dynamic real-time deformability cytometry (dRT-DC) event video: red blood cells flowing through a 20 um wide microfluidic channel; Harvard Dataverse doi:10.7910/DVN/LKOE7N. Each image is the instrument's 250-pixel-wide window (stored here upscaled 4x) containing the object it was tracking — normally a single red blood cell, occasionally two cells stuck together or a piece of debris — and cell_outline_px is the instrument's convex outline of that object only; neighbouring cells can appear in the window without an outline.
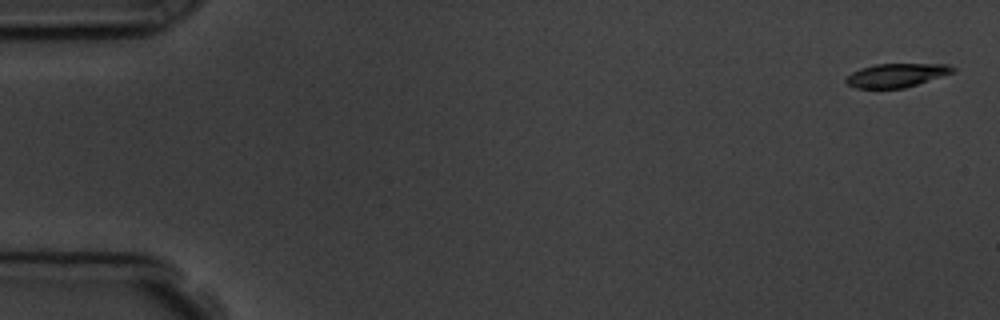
{"species": "common noctule bat (a hibernating species)", "species_latin": "Nyctalus noctula", "temperature_condition": "room temperature", "stored_images_in_passage": 11, "camera_frame_rate_fps": 3000, "um_per_image_px": 0.085, "animal": {"sex": "male", "body_mass_g": 19.5, "forearm_length_mm": 54.6}, "frame": {"image": 1, "passage_image": 1, "time_ms": 0.0, "image_size_px": [1000, 320], "cell_outline_px": [[956, 72], [904, 88], [856, 88], [848, 84], [844, 80], [852, 72], [860, 68], [876, 64], [948, 64], [956, 68]], "centroid_in_image_um": [76.23, 6.39], "position_along_channel_um": 8.8, "area_um2": 14.74}}
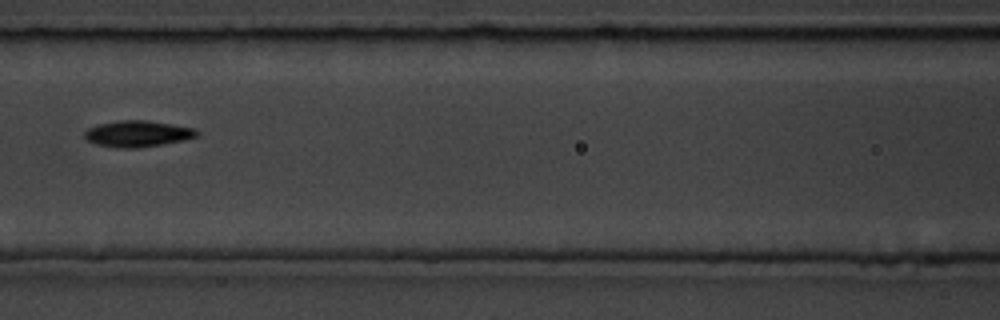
{"frame": {"image": 2, "passage_image": 7, "time_ms": 7.667, "image_size_px": [1000, 320], "cell_outline_px": [[200, 136], [184, 140], [136, 148], [116, 148], [96, 144], [88, 140], [84, 136], [84, 132], [88, 128], [100, 124], [116, 120], [144, 120], [172, 124], [196, 128], [200, 132]], "centroid_in_image_um": [11.73, 11.36], "position_along_channel_um": 154.9, "area_um2": 17.22}}
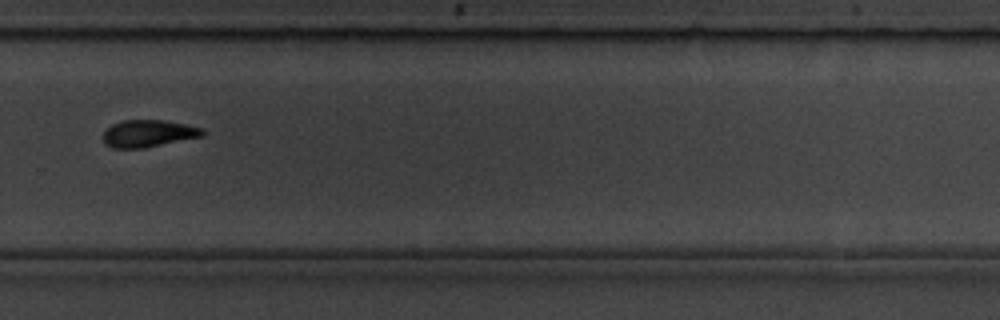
{"frame": {"image": 3, "passage_image": 11, "time_ms": 12.0, "image_size_px": [1000, 320], "cell_outline_px": [[204, 136], [144, 148], [112, 148], [104, 144], [104, 132], [112, 124], [124, 120], [164, 120], [204, 128]], "centroid_in_image_um": [12.62, 11.35], "position_along_channel_um": 317.2, "area_um2": 15.72}}